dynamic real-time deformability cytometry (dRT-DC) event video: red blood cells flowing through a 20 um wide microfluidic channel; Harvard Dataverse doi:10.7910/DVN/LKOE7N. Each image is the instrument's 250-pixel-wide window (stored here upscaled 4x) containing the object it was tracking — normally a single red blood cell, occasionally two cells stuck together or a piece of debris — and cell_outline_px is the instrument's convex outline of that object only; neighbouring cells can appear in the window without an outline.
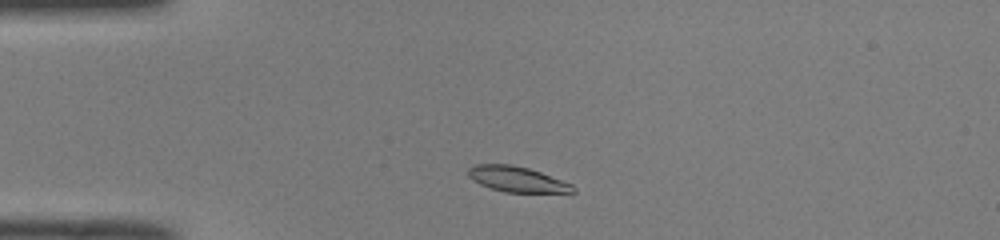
{"species": "common noctule bat (a hibernating species)", "species_latin": "Nyctalus noctula", "temperature_condition": "room temperature", "stored_images_in_passage": 39, "camera_frame_rate_fps": 3000, "um_per_image_px": 0.085, "animal": {"sex": "male", "body_mass_g": 19.0, "forearm_length_mm": 50.8}, "frame": {"image": 1, "passage_image": 1, "time_ms": 0.0, "image_size_px": [1000, 240], "cell_outline_px": [[576, 192], [504, 192], [480, 184], [472, 180], [468, 176], [468, 168], [476, 164], [512, 164], [528, 168], [540, 172], [572, 184], [576, 188]], "centroid_in_image_um": [43.93, 15.23], "position_along_channel_um": 41.1, "area_um2": 15.43}}
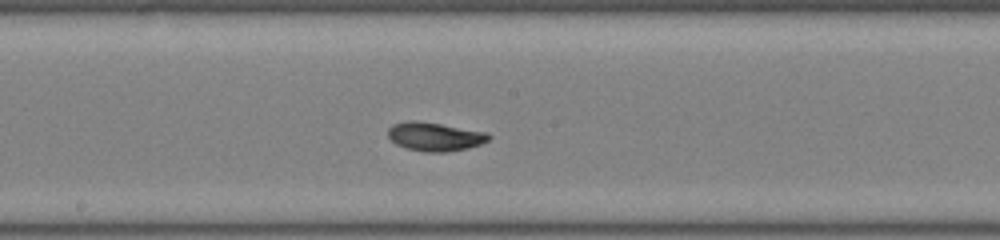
{"frame": {"image": 2, "passage_image": 16, "time_ms": 5.0, "image_size_px": [1000, 240], "cell_outline_px": [[492, 136], [488, 140], [480, 144], [468, 148], [448, 152], [424, 152], [408, 148], [396, 144], [388, 136], [388, 128], [392, 124], [408, 120], [412, 120], [440, 124], [488, 132]], "centroid_in_image_um": [36.97, 11.61], "position_along_channel_um": 211.2, "area_um2": 16.82}}
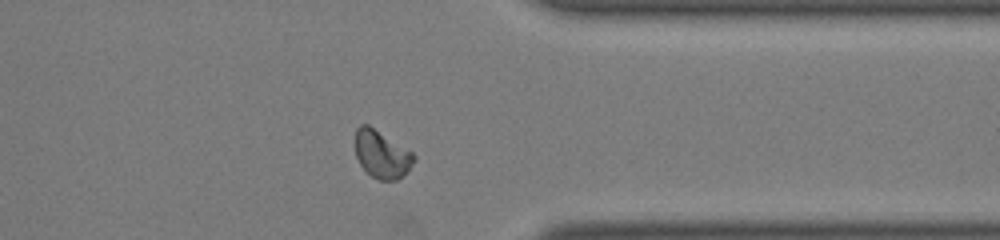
{"frame": {"image": 3, "passage_image": 29, "time_ms": 9.333, "image_size_px": [1000, 240], "cell_outline_px": [[416, 160], [396, 180], [380, 180], [372, 176], [360, 164], [356, 156], [352, 144], [352, 140], [356, 128], [360, 124], [368, 124], [412, 152], [416, 156]], "centroid_in_image_um": [32.37, 13.06], "position_along_channel_um": 379.0, "area_um2": 16.36}, "authors_computed_cell_mechanics": {"area_um2": 16.0684, "velocity_mm_per_s": 4.0013, "shape_relaxation_time_tau1_ms": 5.3272, "shape_relaxation_time_tau2_ms": 1.8312, "deformation_change_tau1": 0.1598, "deformation_change_tau2": 0.0397}}